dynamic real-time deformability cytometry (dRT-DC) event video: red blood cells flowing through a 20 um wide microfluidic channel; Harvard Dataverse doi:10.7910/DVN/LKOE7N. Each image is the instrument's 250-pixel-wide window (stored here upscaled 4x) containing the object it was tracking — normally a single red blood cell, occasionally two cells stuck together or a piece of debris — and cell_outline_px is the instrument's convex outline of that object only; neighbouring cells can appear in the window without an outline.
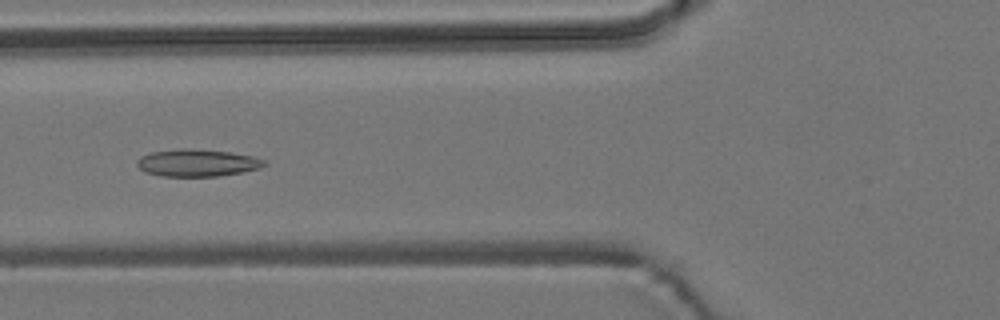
{"species": "common noctule bat (a hibernating species)", "species_latin": "Nyctalus noctula", "temperature_condition": "room temperature", "stored_images_in_passage": 48, "camera_frame_rate_fps": 3000, "um_per_image_px": 0.085, "animal": {"sex": "male", "body_mass_g": 19.2, "forearm_length_mm": 51.8}, "frame": {"image": 1, "passage_image": 16, "time_ms": 5.0, "image_size_px": [1000, 320], "cell_outline_px": [[268, 164], [260, 168], [244, 172], [220, 176], [160, 176], [144, 172], [136, 164], [136, 160], [140, 156], [148, 152], [180, 148], [192, 148], [228, 152], [252, 156], [264, 160]], "centroid_in_image_um": [16.73, 13.84], "position_along_channel_um": 109.1, "area_um2": 20.46}}
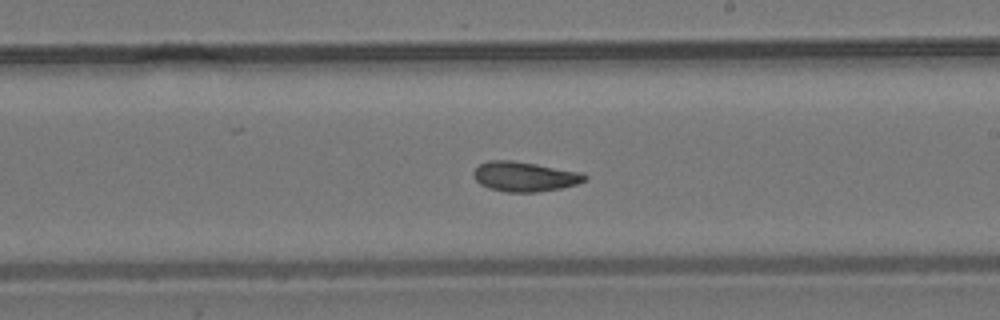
{"frame": {"image": 2, "passage_image": 27, "time_ms": 8.667, "image_size_px": [1000, 320], "cell_outline_px": [[588, 176], [584, 180], [576, 184], [560, 188], [536, 192], [504, 192], [488, 188], [480, 184], [476, 180], [472, 172], [480, 164], [488, 160], [512, 160], [584, 172]], "centroid_in_image_um": [44.58, 15.0], "position_along_channel_um": 244.4, "area_um2": 19.36}}
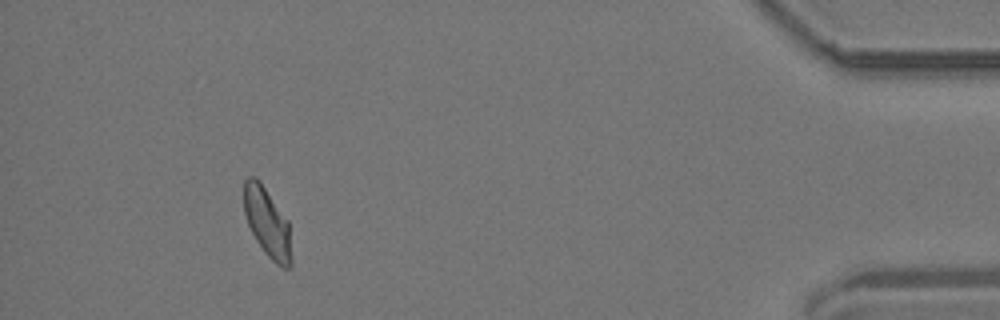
{"frame": {"image": 3, "passage_image": 46, "time_ms": 15.0, "image_size_px": [1000, 320], "cell_outline_px": [[292, 268], [284, 268], [276, 264], [264, 252], [256, 240], [248, 224], [244, 212], [244, 180], [248, 176], [256, 176], [260, 180], [288, 220], [292, 256]], "centroid_in_image_um": [22.73, 18.91], "position_along_channel_um": 412.5, "area_um2": 19.36}, "authors_computed_cell_mechanics": {"area_um2": 19.3341, "velocity_mm_per_s": 3.6872, "shape_relaxation_time_tau1_ms": null, "shape_relaxation_time_tau2_ms": 1.8421, "deformation_change_tau1": null, "deformation_change_tau2": 0.0762}}